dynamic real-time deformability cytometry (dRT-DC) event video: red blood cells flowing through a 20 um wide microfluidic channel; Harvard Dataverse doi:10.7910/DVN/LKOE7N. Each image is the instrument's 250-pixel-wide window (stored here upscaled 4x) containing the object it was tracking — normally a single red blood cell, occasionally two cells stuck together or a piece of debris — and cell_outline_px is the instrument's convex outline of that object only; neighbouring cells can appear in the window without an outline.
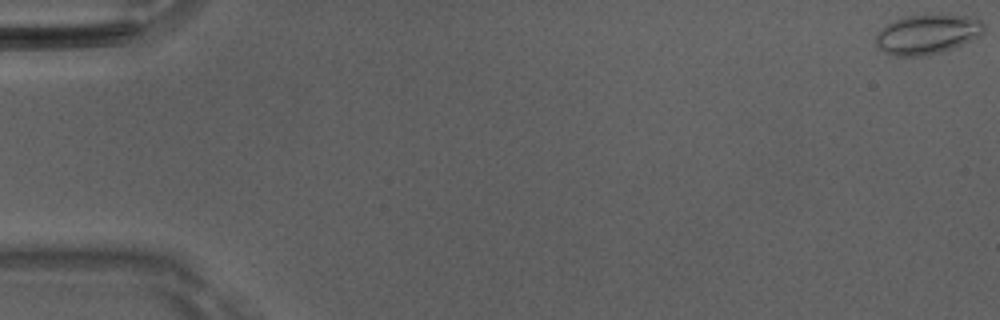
{"species": "Egyptian fruit bat (a non-hibernating species)", "species_latin": "Rousettus aegyptiacus", "temperature_condition": "room temperature", "stored_images_in_passage": 51, "camera_frame_rate_fps": 3000, "um_per_image_px": 0.085, "animal": {"sex": "male"}, "frame": {"image": 1, "passage_image": 1, "time_ms": 0.0, "image_size_px": [1000, 320], "cell_outline_px": [[984, 32], [972, 40], [952, 48], [928, 56], [892, 56], [884, 52], [876, 44], [876, 32], [884, 24], [908, 16], [924, 12], [976, 16], [984, 24]], "centroid_in_image_um": [78.83, 2.87], "position_along_channel_um": 6.2, "area_um2": 25.84}}
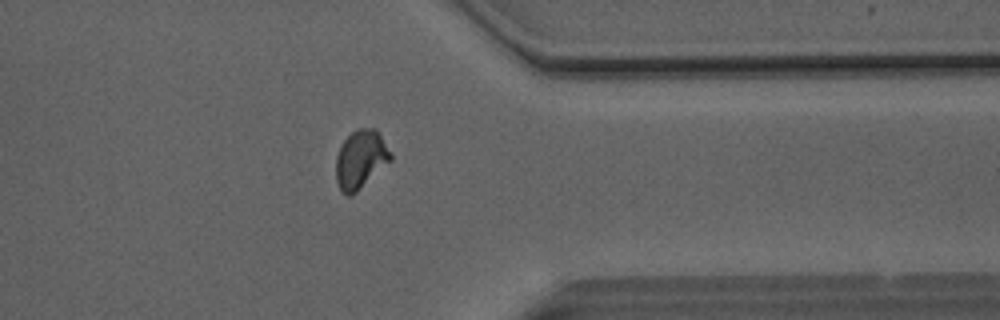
{"frame": {"image": 2, "passage_image": 41, "time_ms": 13.333, "image_size_px": [1000, 320], "cell_outline_px": [[392, 160], [356, 192], [348, 196], [340, 192], [336, 180], [336, 156], [340, 144], [356, 128], [376, 128], [392, 152]], "centroid_in_image_um": [30.65, 13.53], "position_along_channel_um": 380.7, "area_um2": 18.84}}
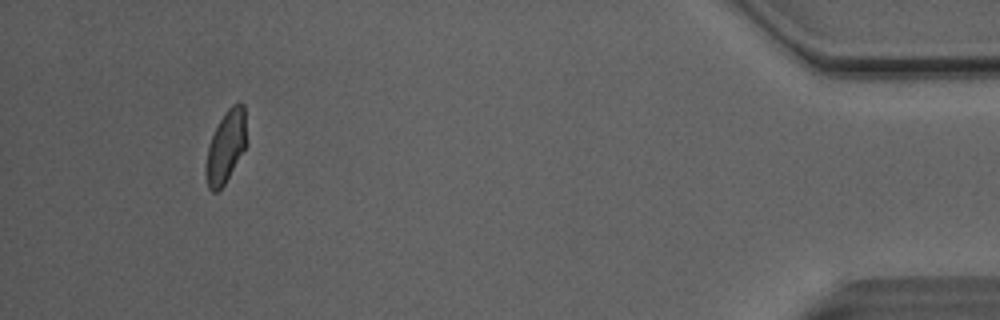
{"frame": {"image": 3, "passage_image": 48, "time_ms": 15.667, "image_size_px": [1000, 320], "cell_outline_px": [[248, 144], [224, 184], [216, 192], [212, 192], [208, 188], [204, 168], [208, 148], [212, 136], [224, 112], [232, 104], [240, 100], [244, 104]], "centroid_in_image_um": [19.22, 12.43], "position_along_channel_um": 416.0, "area_um2": 17.4}, "authors_computed_cell_mechanics": {"area_um2": 18.2648, "velocity_mm_per_s": 4.1152, "shape_relaxation_time_tau1_ms": 6.1728, "shape_relaxation_time_tau2_ms": 0.792, "deformation_change_tau1": 0.1431, "deformation_change_tau2": 0.0583}}